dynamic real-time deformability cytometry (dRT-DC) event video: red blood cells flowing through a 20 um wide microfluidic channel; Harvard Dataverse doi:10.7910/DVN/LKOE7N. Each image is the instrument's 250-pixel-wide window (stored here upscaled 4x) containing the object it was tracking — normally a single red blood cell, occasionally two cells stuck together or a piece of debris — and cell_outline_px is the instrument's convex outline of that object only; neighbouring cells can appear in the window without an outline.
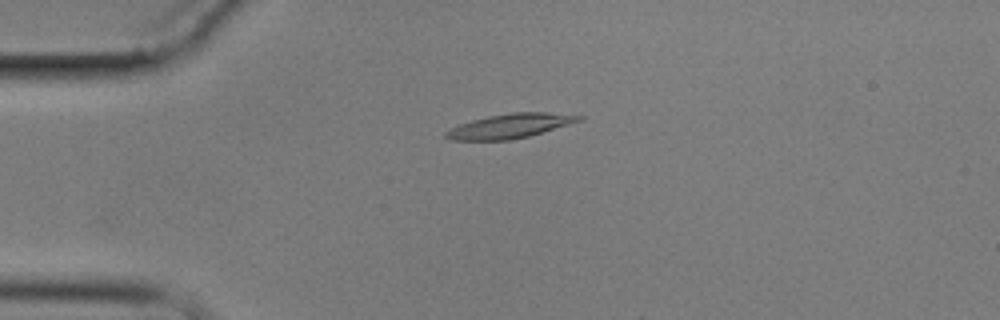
{"species": "common noctule bat (a hibernating species)", "species_latin": "Nyctalus noctula", "temperature_condition": "cold", "stored_images_in_passage": 2, "camera_frame_rate_fps": 3000, "um_per_image_px": 0.085, "animal": {"sex": "male", "body_mass_g": 17.9}, "frame": {"image": 1, "passage_image": 2, "time_ms": 2.0, "image_size_px": [1000, 320], "cell_outline_px": [[584, 120], [528, 136], [508, 140], [448, 140], [444, 136], [444, 132], [460, 124], [472, 120], [488, 116], [512, 112], [544, 112], [584, 116]], "centroid_in_image_um": [43.34, 10.7], "position_along_channel_um": 41.7, "area_um2": 18.79}}